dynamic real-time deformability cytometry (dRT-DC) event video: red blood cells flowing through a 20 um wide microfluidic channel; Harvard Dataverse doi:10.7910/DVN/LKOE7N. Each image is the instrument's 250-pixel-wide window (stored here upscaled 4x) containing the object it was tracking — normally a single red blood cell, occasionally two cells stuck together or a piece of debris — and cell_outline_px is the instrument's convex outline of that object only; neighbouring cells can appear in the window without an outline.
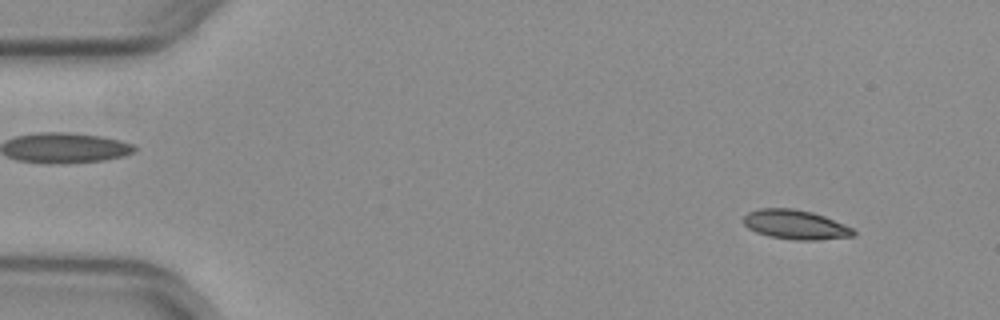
{"species": "common noctule bat (a hibernating species)", "species_latin": "Nyctalus noctula", "temperature_condition": "warm", "stored_images_in_passage": 52, "camera_frame_rate_fps": 3000, "um_per_image_px": 0.085, "animal": {"sex": "female", "body_mass_g": 29.2, "forearm_length_mm": 56.3}, "frame": {"image": 1, "passage_image": 5, "time_ms": 1.333, "image_size_px": [1000, 320], "cell_outline_px": [[856, 236], [816, 240], [796, 240], [768, 236], [756, 232], [748, 228], [744, 224], [744, 216], [748, 212], [760, 208], [792, 208], [812, 212], [824, 216], [844, 224], [852, 228], [856, 232]], "centroid_in_image_um": [67.62, 19.09], "position_along_channel_um": 17.4, "area_um2": 18.84}}
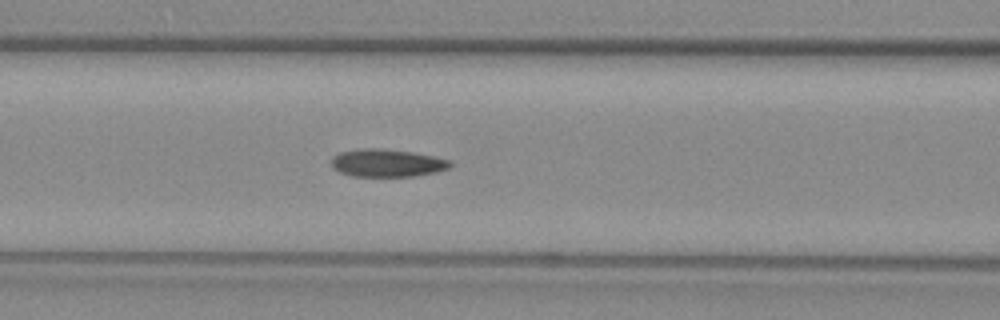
{"frame": {"image": 2, "passage_image": 22, "time_ms": 7.0, "image_size_px": [1000, 320], "cell_outline_px": [[452, 164], [448, 168], [436, 172], [412, 176], [352, 176], [340, 172], [332, 168], [332, 156], [340, 152], [364, 148], [380, 148], [412, 152], [452, 160]], "centroid_in_image_um": [32.89, 13.85], "position_along_channel_um": 133.7, "area_um2": 19.13}}
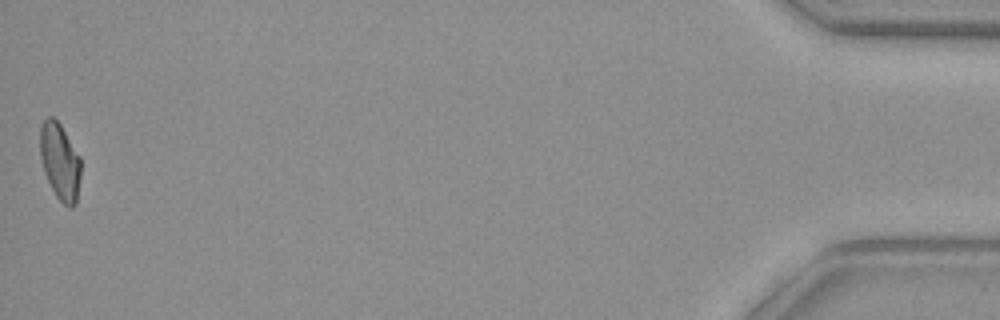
{"frame": {"image": 3, "passage_image": 52, "time_ms": 17.0, "image_size_px": [1000, 320], "cell_outline_px": [[80, 176], [76, 204], [72, 208], [68, 208], [56, 196], [44, 172], [40, 156], [40, 128], [44, 120], [48, 116], [52, 116], [60, 124], [80, 156]], "centroid_in_image_um": [5.09, 13.73], "position_along_channel_um": 430.1, "area_um2": 18.15}, "authors_computed_cell_mechanics": {"area_um2": 18.8428, "velocity_mm_per_s": 3.9732, "shape_relaxation_time_tau1_ms": null, "shape_relaxation_time_tau2_ms": 3.5923, "deformation_change_tau1": null, "deformation_change_tau2": 0.0821}}